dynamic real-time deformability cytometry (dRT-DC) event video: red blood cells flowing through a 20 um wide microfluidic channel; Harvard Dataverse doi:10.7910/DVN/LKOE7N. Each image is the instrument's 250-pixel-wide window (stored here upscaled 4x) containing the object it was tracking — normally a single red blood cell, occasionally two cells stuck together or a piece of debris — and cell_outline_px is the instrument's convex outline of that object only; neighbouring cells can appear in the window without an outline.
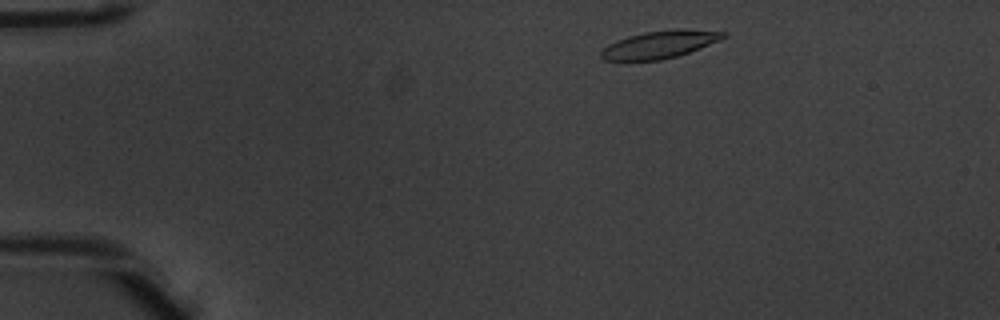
{"species": "common noctule bat (a hibernating species)", "species_latin": "Nyctalus noctula", "temperature_condition": "warm", "stored_images_in_passage": 46, "camera_frame_rate_fps": 3000, "um_per_image_px": 0.085, "animal": {"sex": "male", "body_mass_g": 20.1, "forearm_length_mm": 53.5}, "frame": {"image": 1, "passage_image": 3, "time_ms": 0.667, "image_size_px": [1000, 320], "cell_outline_px": [[728, 36], [720, 40], [700, 48], [676, 56], [660, 60], [604, 60], [600, 56], [600, 52], [608, 44], [616, 40], [628, 36], [644, 32], [680, 28], [728, 32]], "centroid_in_image_um": [56.1, 3.76], "position_along_channel_um": 28.9, "area_um2": 19.59}}
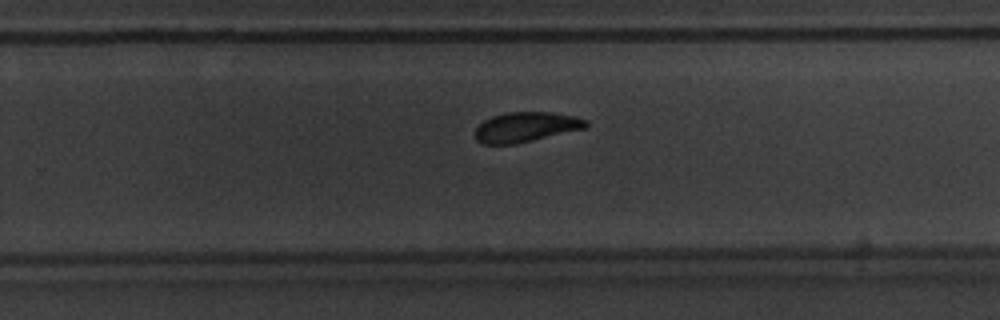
{"frame": {"image": 2, "passage_image": 28, "time_ms": 9.0, "image_size_px": [1000, 320], "cell_outline_px": [[588, 128], [516, 144], [484, 144], [476, 140], [476, 128], [484, 120], [492, 116], [504, 112], [552, 112], [576, 116], [588, 120]], "centroid_in_image_um": [44.75, 10.79], "position_along_channel_um": 285.0, "area_um2": 19.54}}
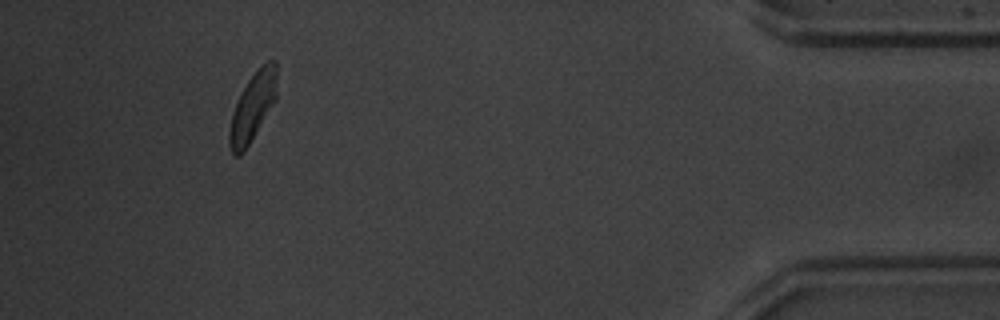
{"frame": {"image": 3, "passage_image": 42, "time_ms": 13.667, "image_size_px": [1000, 320], "cell_outline_px": [[276, 100], [244, 152], [240, 156], [236, 156], [232, 152], [228, 144], [228, 136], [232, 112], [248, 80], [268, 60], [276, 60]], "centroid_in_image_um": [21.47, 9.14], "position_along_channel_um": 413.7, "area_um2": 18.55}, "authors_computed_cell_mechanics": {"area_um2": 20.0277, "velocity_mm_per_s": 3.9343, "shape_relaxation_time_tau1_ms": 2.6653, "shape_relaxation_time_tau2_ms": 4.5527, "deformation_change_tau1": 0.138, "deformation_change_tau2": 0.0937}}